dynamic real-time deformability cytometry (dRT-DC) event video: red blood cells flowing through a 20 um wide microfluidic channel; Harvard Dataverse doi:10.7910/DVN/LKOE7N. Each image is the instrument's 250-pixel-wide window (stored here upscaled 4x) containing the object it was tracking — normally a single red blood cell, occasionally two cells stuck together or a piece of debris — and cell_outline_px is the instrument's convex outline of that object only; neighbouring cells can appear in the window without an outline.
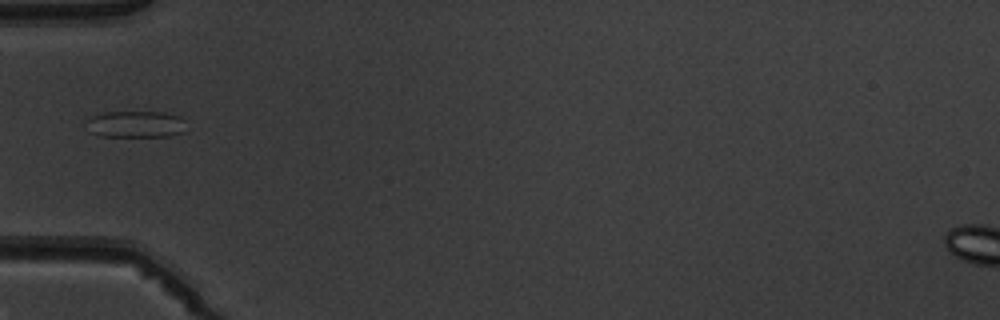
{"species": "common noctule bat (a hibernating species)", "species_latin": "Nyctalus noctula", "temperature_condition": "warm", "stored_images_in_passage": 5, "camera_frame_rate_fps": 3000, "um_per_image_px": 0.085, "animal": {"sex": "male", "body_mass_g": 19.5, "forearm_length_mm": 54.6}, "frame": {"image": 1, "passage_image": 5, "time_ms": 4.667, "image_size_px": [1000, 320], "cell_outline_px": [[184, 132], [168, 136], [100, 136], [92, 132], [84, 120], [92, 116], [104, 112], [164, 112], [180, 116], [184, 120]], "centroid_in_image_um": [11.53, 10.55], "position_along_channel_um": 73.5, "area_um2": 15.49}}